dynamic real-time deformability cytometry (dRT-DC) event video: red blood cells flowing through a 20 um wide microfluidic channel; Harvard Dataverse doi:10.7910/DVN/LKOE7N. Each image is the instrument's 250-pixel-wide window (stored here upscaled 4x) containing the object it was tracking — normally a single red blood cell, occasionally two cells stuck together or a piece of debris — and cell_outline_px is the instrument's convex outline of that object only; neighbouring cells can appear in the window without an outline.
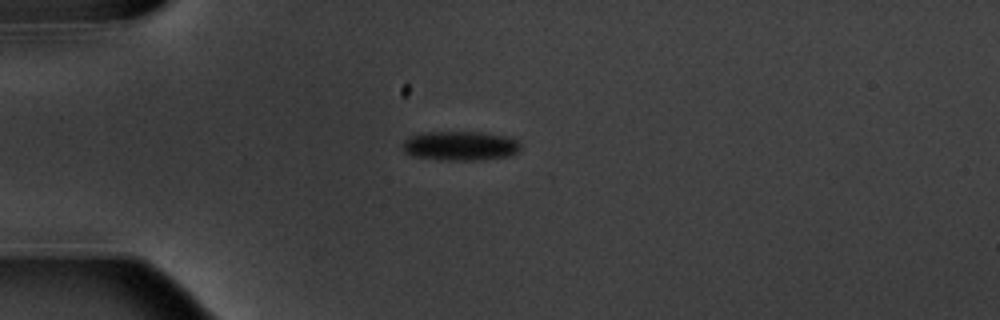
{"species": "common noctule bat (a hibernating species)", "species_latin": "Nyctalus noctula", "temperature_condition": "warm", "stored_images_in_passage": 6, "camera_frame_rate_fps": 3000, "um_per_image_px": 0.085, "animal": {"sex": "male", "body_mass_g": 20.1, "forearm_length_mm": 53.5}, "frame": {"image": 1, "passage_image": 3, "time_ms": 2.333, "image_size_px": [1000, 320], "cell_outline_px": [[520, 148], [516, 152], [508, 156], [480, 160], [440, 160], [412, 156], [404, 152], [400, 148], [400, 144], [404, 140], [420, 132], [484, 132], [508, 136], [520, 140]], "centroid_in_image_um": [39.09, 12.39], "position_along_channel_um": 45.9, "area_um2": 20.58}}